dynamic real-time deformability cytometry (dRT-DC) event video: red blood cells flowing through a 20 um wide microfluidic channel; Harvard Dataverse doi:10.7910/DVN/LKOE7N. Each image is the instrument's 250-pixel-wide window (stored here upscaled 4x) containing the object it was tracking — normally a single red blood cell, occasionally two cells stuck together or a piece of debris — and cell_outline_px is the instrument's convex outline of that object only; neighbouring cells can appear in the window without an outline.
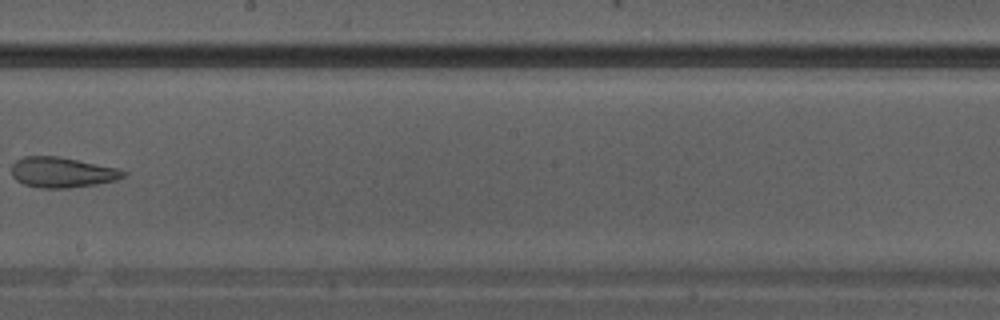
{"species": "Egyptian fruit bat (a non-hibernating species)", "species_latin": "Rousettus aegyptiacus", "temperature_condition": "warm", "stored_images_in_passage": 22, "camera_frame_rate_fps": 3000, "um_per_image_px": 0.085, "animal": {"sex": "male"}, "frame": {"image": 1, "passage_image": 10, "time_ms": 3.0, "image_size_px": [1000, 320], "cell_outline_px": [[128, 172], [124, 176], [116, 180], [96, 184], [68, 188], [40, 188], [24, 184], [16, 180], [12, 176], [12, 164], [16, 160], [24, 156], [60, 156], [120, 168]], "centroid_in_image_um": [5.3, 14.64], "position_along_channel_um": 242.9, "area_um2": 20.0}}